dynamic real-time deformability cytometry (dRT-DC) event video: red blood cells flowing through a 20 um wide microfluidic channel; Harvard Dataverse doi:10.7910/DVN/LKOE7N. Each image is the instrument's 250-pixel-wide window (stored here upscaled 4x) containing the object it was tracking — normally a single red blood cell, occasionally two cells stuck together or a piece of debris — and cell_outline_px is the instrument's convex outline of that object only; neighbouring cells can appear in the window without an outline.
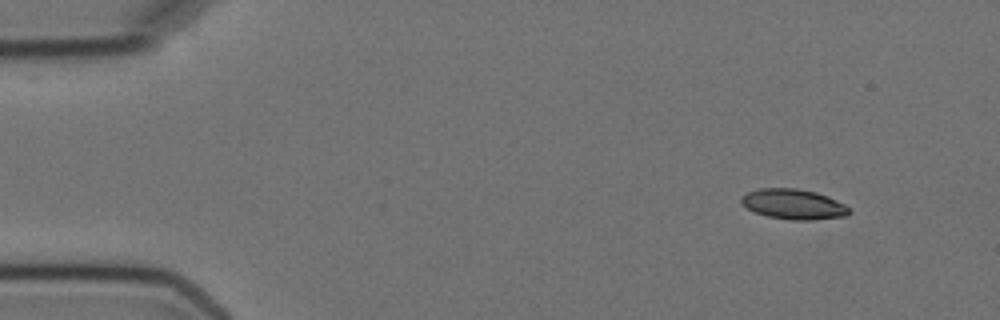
{"species": "Egyptian fruit bat (a non-hibernating species)", "species_latin": "Rousettus aegyptiacus", "temperature_condition": "cold", "stored_images_in_passage": 3, "camera_frame_rate_fps": 3000, "um_per_image_px": 0.085, "animal": {"sex": "female"}, "frame": {"image": 1, "passage_image": 1, "time_ms": 0.0, "image_size_px": [1000, 320], "cell_outline_px": [[852, 212], [844, 216], [812, 220], [788, 220], [768, 216], [756, 212], [748, 208], [740, 200], [740, 196], [748, 192], [760, 188], [796, 188], [816, 192], [828, 196], [844, 204]], "centroid_in_image_um": [67.45, 17.35], "position_along_channel_um": 17.5, "area_um2": 18.9}}
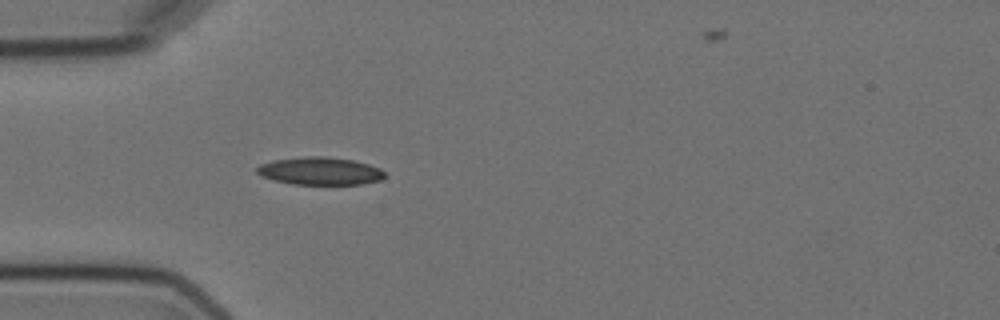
{"frame": {"image": 2, "passage_image": 3, "time_ms": 3.667, "image_size_px": [1000, 320], "cell_outline_px": [[384, 176], [380, 180], [360, 184], [292, 184], [260, 176], [256, 172], [256, 168], [260, 164], [276, 160], [308, 156], [324, 156], [352, 160], [368, 164], [380, 168], [384, 172]], "centroid_in_image_um": [27.19, 14.54], "position_along_channel_um": 57.8, "area_um2": 20.4}}